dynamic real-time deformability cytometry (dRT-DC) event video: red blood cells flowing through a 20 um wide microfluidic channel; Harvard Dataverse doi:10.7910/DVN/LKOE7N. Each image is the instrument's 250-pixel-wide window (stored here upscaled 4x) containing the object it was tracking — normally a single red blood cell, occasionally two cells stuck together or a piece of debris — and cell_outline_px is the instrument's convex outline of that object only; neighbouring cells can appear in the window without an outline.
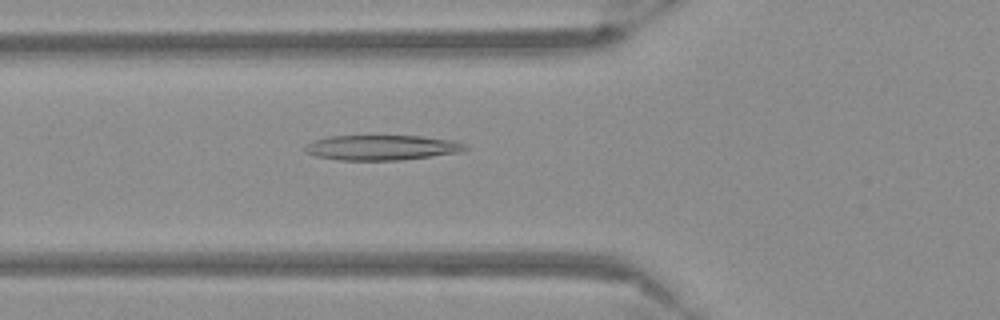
{"species": "Egyptian fruit bat (a non-hibernating species)", "species_latin": "Rousettus aegyptiacus", "temperature_condition": "warm", "stored_images_in_passage": 44, "camera_frame_rate_fps": 3000, "um_per_image_px": 0.085, "frame": {"image": 1, "passage_image": 12, "time_ms": 3.667, "image_size_px": [1000, 320], "cell_outline_px": [[468, 148], [460, 152], [432, 156], [400, 160], [340, 160], [316, 156], [308, 152], [304, 148], [304, 144], [312, 140], [328, 136], [424, 136], [456, 140], [468, 144]], "centroid_in_image_um": [32.49, 12.53], "position_along_channel_um": 93.3, "area_um2": 23.64}}
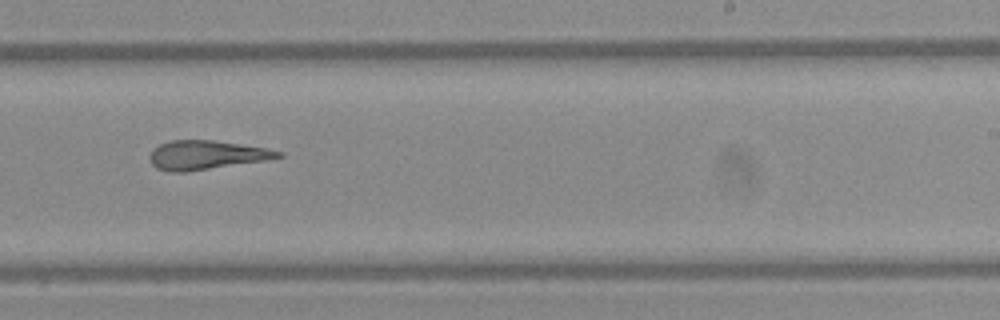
{"frame": {"image": 2, "passage_image": 26, "time_ms": 8.333, "image_size_px": [1000, 320], "cell_outline_px": [[284, 156], [268, 160], [184, 172], [172, 172], [156, 168], [148, 160], [148, 156], [160, 144], [172, 140], [212, 140], [268, 148], [284, 152]], "centroid_in_image_um": [17.57, 13.18], "position_along_channel_um": 271.4, "area_um2": 21.68}}
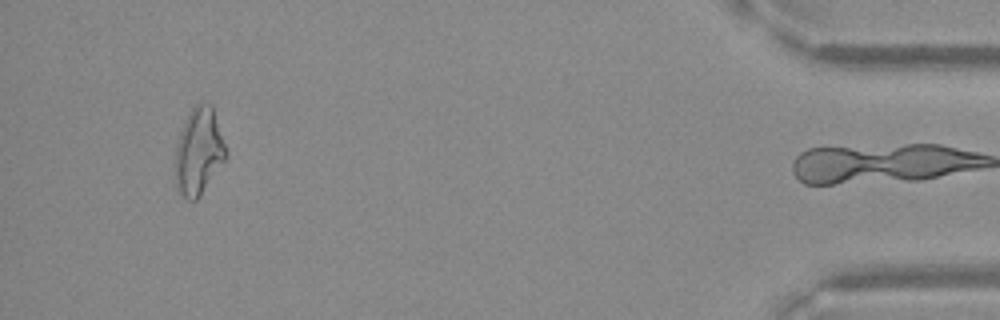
{"frame": {"image": 3, "passage_image": 43, "time_ms": 14.0, "image_size_px": [1000, 320], "cell_outline_px": [[228, 156], [200, 196], [196, 200], [188, 200], [176, 192], [176, 144], [184, 120], [192, 108], [196, 104], [212, 104], [228, 152]], "centroid_in_image_um": [16.9, 12.89], "position_along_channel_um": 418.3, "area_um2": 25.78}}